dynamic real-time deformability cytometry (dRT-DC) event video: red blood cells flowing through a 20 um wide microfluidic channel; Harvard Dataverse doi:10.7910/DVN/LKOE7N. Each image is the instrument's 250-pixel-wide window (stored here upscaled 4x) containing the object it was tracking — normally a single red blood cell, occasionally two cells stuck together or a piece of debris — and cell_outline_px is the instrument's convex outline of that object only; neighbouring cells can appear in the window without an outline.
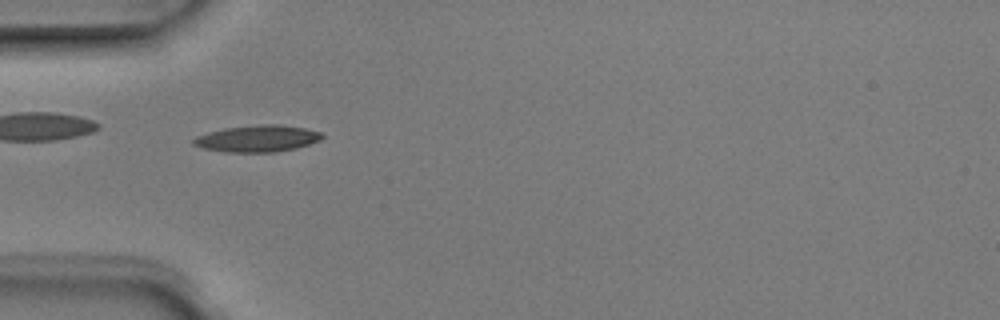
{"species": "Egyptian fruit bat (a non-hibernating species)", "species_latin": "Rousettus aegyptiacus", "temperature_condition": "room temperature", "stored_images_in_passage": 13, "camera_frame_rate_fps": 3000, "um_per_image_px": 0.085, "animal": {"sex": "male"}, "frame": {"image": 1, "passage_image": 4, "time_ms": 1.0, "image_size_px": [1000, 320], "cell_outline_px": [[324, 136], [320, 140], [296, 148], [272, 152], [224, 152], [204, 148], [192, 144], [192, 140], [196, 136], [208, 132], [224, 128], [260, 124], [280, 124], [304, 128], [320, 132]], "centroid_in_image_um": [21.86, 11.77], "position_along_channel_um": 63.1, "area_um2": 19.94}}
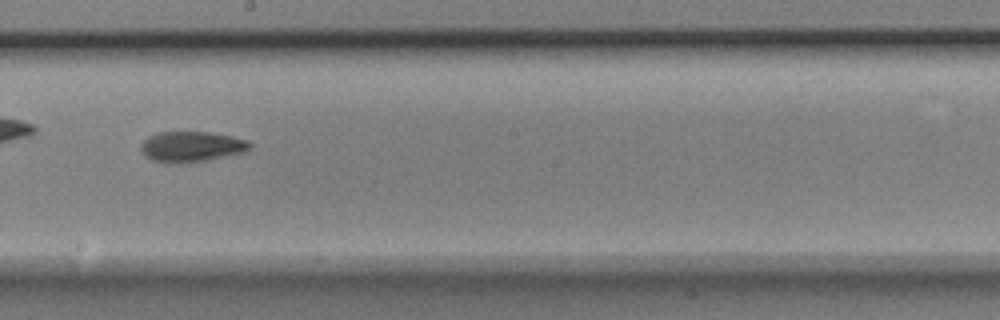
{"frame": {"image": 2, "passage_image": 8, "time_ms": 2.333, "image_size_px": [1000, 320], "cell_outline_px": [[252, 148], [248, 152], [188, 164], [168, 164], [152, 160], [144, 156], [140, 148], [140, 144], [148, 136], [156, 132], [208, 132], [232, 136], [248, 140], [252, 144]], "centroid_in_image_um": [16.29, 12.49], "position_along_channel_um": 231.9, "area_um2": 20.06}}
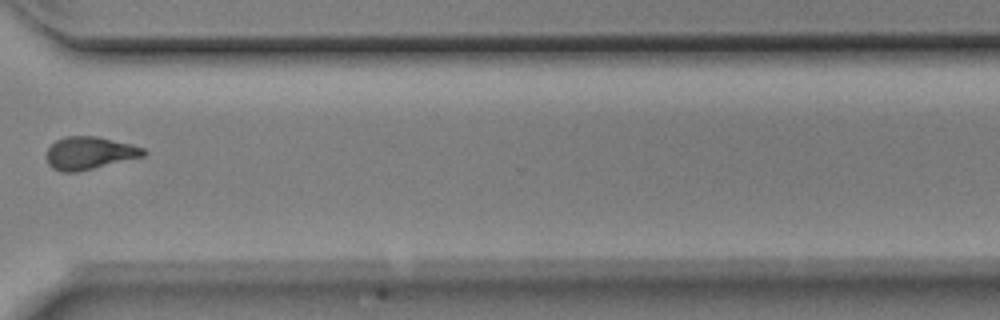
{"frame": {"image": 3, "passage_image": 11, "time_ms": 3.333, "image_size_px": [1000, 320], "cell_outline_px": [[148, 152], [144, 156], [76, 172], [60, 172], [52, 168], [48, 164], [44, 156], [48, 148], [56, 140], [64, 136], [96, 136], [132, 144], [144, 148]], "centroid_in_image_um": [7.57, 13.0], "position_along_channel_um": 363.0, "area_um2": 18.61}}